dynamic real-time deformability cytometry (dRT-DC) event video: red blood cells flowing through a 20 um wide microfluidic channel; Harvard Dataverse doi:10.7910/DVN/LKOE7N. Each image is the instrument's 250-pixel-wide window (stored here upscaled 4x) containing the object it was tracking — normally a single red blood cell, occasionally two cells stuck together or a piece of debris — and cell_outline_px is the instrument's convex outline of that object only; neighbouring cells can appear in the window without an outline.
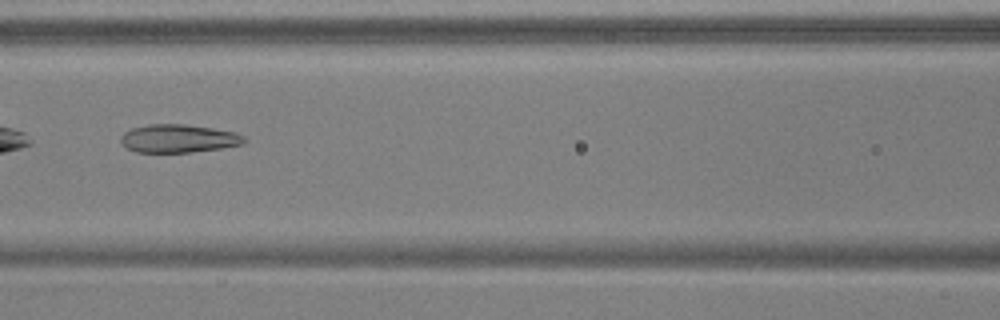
{"species": "common noctule bat (a hibernating species)", "species_latin": "Nyctalus noctula", "temperature_condition": "warm", "stored_images_in_passage": 22, "camera_frame_rate_fps": 3000, "um_per_image_px": 0.085, "animal": {"sex": "male", "body_mass_g": 17.9, "forearm_length_mm": 54.2}, "frame": {"image": 1, "passage_image": 7, "time_ms": 2.0, "image_size_px": [1000, 320], "cell_outline_px": [[248, 140], [244, 144], [220, 148], [188, 152], [136, 152], [120, 144], [120, 136], [124, 132], [132, 128], [148, 124], [184, 124], [212, 128], [236, 132], [244, 136]], "centroid_in_image_um": [15.16, 11.77], "position_along_channel_um": 151.4, "area_um2": 20.35}}
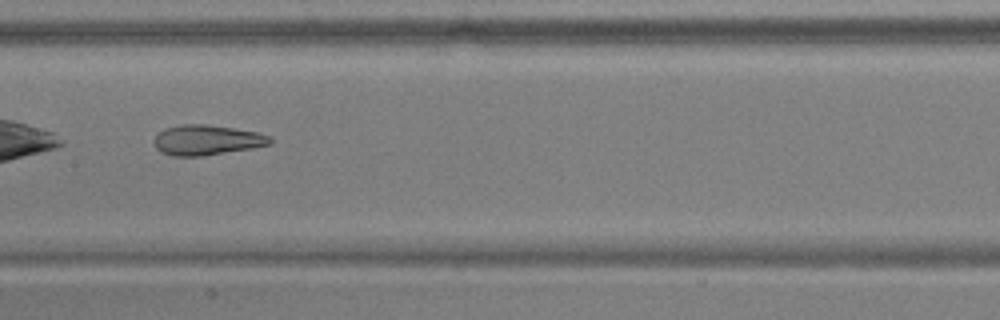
{"frame": {"image": 2, "passage_image": 10, "time_ms": 3.0, "image_size_px": [1000, 320], "cell_outline_px": [[272, 144], [252, 148], [200, 156], [172, 156], [160, 152], [156, 148], [152, 140], [164, 128], [184, 124], [204, 124], [232, 128], [256, 132], [272, 136]], "centroid_in_image_um": [17.56, 11.91], "position_along_channel_um": 189.8, "area_um2": 20.35}}